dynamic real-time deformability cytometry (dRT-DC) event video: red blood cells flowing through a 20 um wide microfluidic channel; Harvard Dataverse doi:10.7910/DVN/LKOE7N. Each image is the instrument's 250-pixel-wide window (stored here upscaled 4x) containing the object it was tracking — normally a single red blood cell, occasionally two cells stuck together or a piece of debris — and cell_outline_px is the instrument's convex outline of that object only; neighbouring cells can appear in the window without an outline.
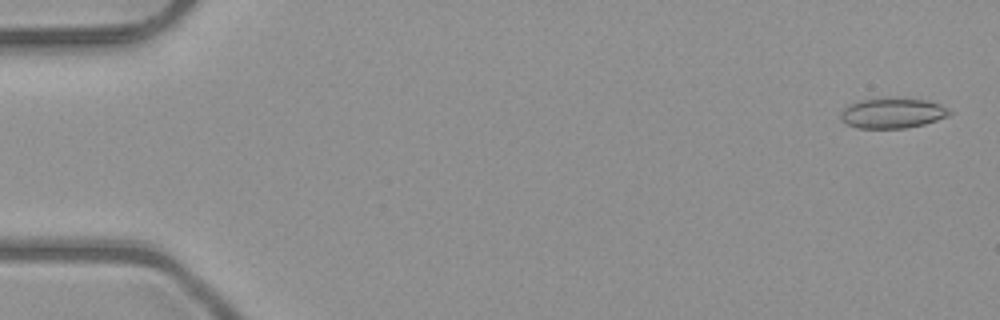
{"species": "common noctule bat (a hibernating species)", "species_latin": "Nyctalus noctula", "temperature_condition": "room temperature", "stored_images_in_passage": 11, "camera_frame_rate_fps": 3000, "um_per_image_px": 0.085, "animal": {"sex": "male", "body_mass_g": 23.1, "forearm_length_mm": 52.7}, "frame": {"image": 1, "passage_image": 2, "time_ms": 0.333, "image_size_px": [1000, 320], "cell_outline_px": [[952, 112], [948, 116], [924, 124], [904, 128], [856, 128], [840, 120], [840, 112], [848, 104], [860, 100], [880, 96], [900, 96], [928, 100], [940, 104], [948, 108]], "centroid_in_image_um": [75.84, 9.56], "position_along_channel_um": 9.2, "area_um2": 19.94}}